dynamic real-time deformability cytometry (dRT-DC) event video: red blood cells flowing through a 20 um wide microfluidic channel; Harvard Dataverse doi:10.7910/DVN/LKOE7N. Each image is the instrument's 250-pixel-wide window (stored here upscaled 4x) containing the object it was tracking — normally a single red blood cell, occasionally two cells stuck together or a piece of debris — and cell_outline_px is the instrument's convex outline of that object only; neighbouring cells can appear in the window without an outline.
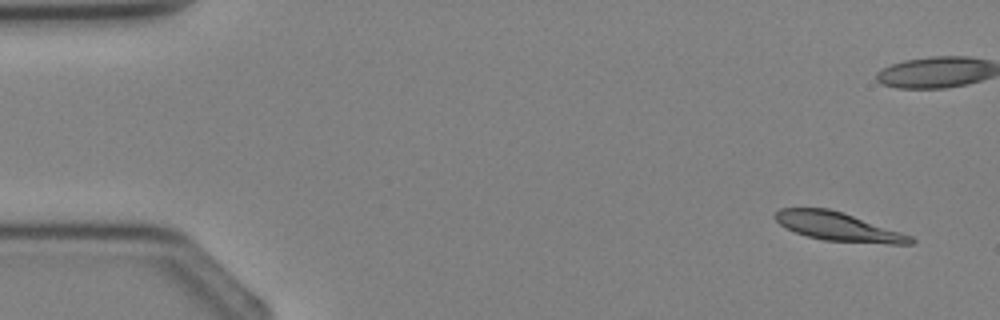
{"species": "Egyptian fruit bat (a non-hibernating species)", "species_latin": "Rousettus aegyptiacus", "temperature_condition": "cold", "stored_images_in_passage": 4, "camera_frame_rate_fps": 3000, "um_per_image_px": 0.085, "animal": {"sex": "female"}, "frame": {"image": 1, "passage_image": 1, "time_ms": 0.0, "image_size_px": [1000, 320], "cell_outline_px": [[916, 240], [912, 244], [888, 244], [824, 240], [808, 236], [796, 232], [780, 224], [772, 216], [780, 208], [828, 208], [844, 212], [912, 236]], "centroid_in_image_um": [71.26, 19.26], "position_along_channel_um": 13.7, "area_um2": 22.48}}
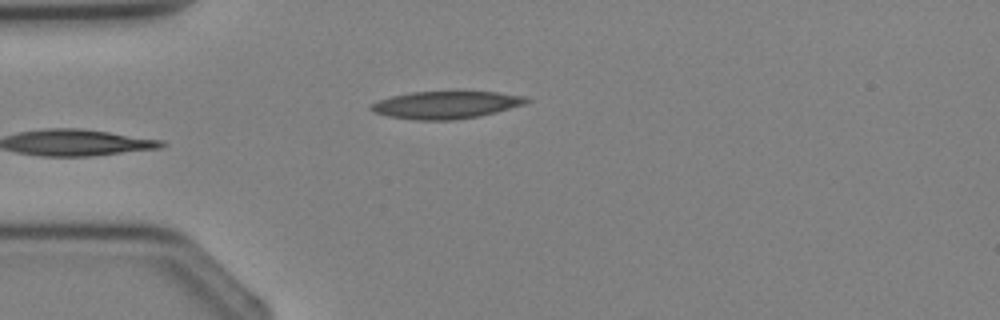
{"frame": {"image": 2, "passage_image": 4, "time_ms": 3.333, "image_size_px": [1000, 320], "cell_outline_px": [[532, 100], [524, 104], [496, 112], [480, 116], [456, 120], [412, 120], [388, 116], [372, 112], [368, 108], [372, 104], [380, 100], [392, 96], [412, 92], [496, 92], [524, 96]], "centroid_in_image_um": [37.89, 8.93], "position_along_channel_um": 47.1, "area_um2": 24.8}}